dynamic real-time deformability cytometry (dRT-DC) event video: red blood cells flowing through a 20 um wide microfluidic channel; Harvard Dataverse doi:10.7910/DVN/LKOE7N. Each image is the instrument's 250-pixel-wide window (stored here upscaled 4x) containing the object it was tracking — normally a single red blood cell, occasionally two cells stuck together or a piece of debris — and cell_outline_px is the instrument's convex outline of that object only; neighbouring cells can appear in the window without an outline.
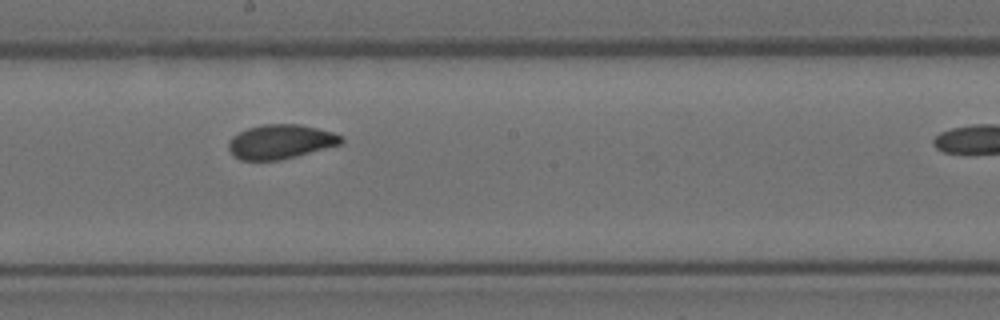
{"species": "Egyptian fruit bat (a non-hibernating species)", "species_latin": "Rousettus aegyptiacus", "temperature_condition": "room temperature", "stored_images_in_passage": 9, "segment_of_instrument_passage": [1, 2], "camera_frame_rate_fps": 3000, "um_per_image_px": 0.085, "animal": {"sex": "female"}, "frame": {"image": 1, "passage_image": 7, "time_ms": 2.0, "image_size_px": [1000, 320], "cell_outline_px": [[344, 140], [340, 144], [296, 156], [280, 160], [240, 160], [228, 148], [228, 144], [232, 136], [248, 128], [264, 124], [300, 124], [332, 132], [344, 136]], "centroid_in_image_um": [23.86, 12.04], "position_along_channel_um": 224.3, "area_um2": 22.31}}
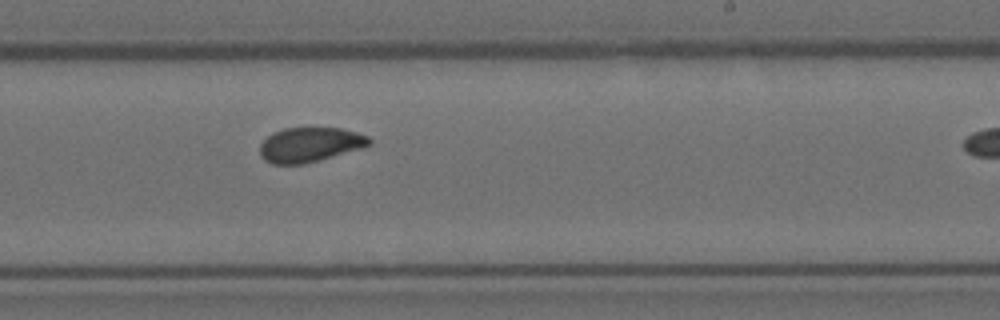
{"frame": {"image": 2, "passage_image": 8, "time_ms": 2.333, "image_size_px": [1000, 320], "cell_outline_px": [[372, 144], [364, 148], [304, 164], [272, 164], [264, 160], [260, 156], [260, 144], [272, 132], [284, 128], [340, 128], [356, 132], [368, 136], [372, 140]], "centroid_in_image_um": [26.35, 12.3], "position_along_channel_um": 262.6, "area_um2": 22.25}}